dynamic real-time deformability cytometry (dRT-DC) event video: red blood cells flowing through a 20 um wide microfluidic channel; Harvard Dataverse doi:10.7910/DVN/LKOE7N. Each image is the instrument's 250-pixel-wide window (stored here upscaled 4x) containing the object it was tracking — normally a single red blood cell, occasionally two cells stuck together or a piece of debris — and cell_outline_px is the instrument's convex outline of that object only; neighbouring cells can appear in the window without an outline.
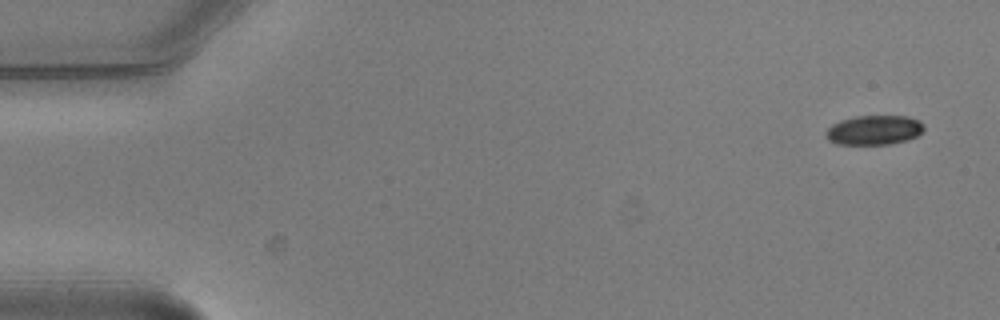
{"species": "common noctule bat (a hibernating species)", "species_latin": "Nyctalus noctula", "temperature_condition": "warm", "stored_images_in_passage": 10, "camera_frame_rate_fps": 3000, "um_per_image_px": 0.085, "animal": {"sex": "male", "body_mass_g": 20.5, "forearm_length_mm": 52.5}, "frame": {"image": 1, "passage_image": 1, "time_ms": 0.0, "image_size_px": [1000, 320], "cell_outline_px": [[924, 128], [916, 136], [908, 140], [892, 144], [836, 144], [828, 140], [824, 136], [824, 132], [832, 124], [840, 120], [856, 116], [908, 116], [920, 120], [924, 124]], "centroid_in_image_um": [74.28, 11.05], "position_along_channel_um": 10.7, "area_um2": 17.05}}
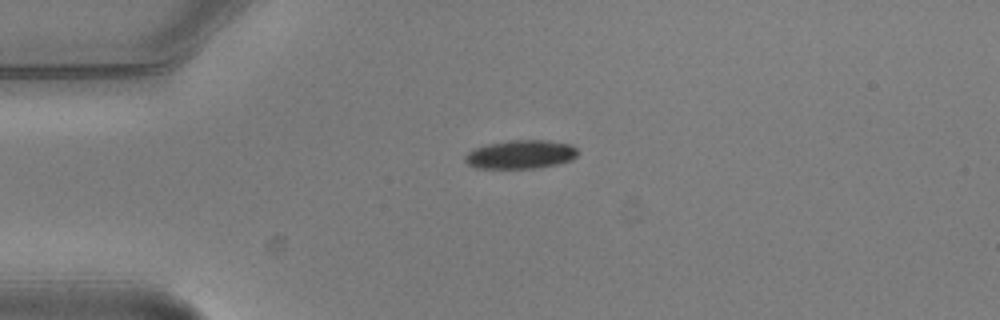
{"frame": {"image": 2, "passage_image": 4, "time_ms": 1.0, "image_size_px": [1000, 320], "cell_outline_px": [[576, 156], [572, 160], [540, 168], [476, 168], [468, 164], [464, 160], [464, 156], [468, 152], [476, 148], [488, 144], [512, 140], [548, 140], [568, 144], [576, 148]], "centroid_in_image_um": [44.24, 13.13], "position_along_channel_um": 40.8, "area_um2": 18.67}}